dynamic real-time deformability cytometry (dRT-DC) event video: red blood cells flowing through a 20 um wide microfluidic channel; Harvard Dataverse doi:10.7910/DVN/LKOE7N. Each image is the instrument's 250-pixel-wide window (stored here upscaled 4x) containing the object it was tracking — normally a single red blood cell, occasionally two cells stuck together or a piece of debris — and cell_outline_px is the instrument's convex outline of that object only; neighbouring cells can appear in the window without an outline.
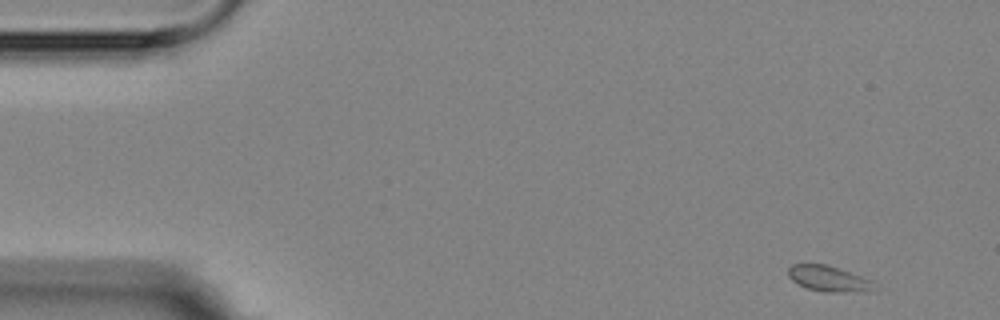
{"species": "Egyptian fruit bat (a non-hibernating species)", "species_latin": "Rousettus aegyptiacus", "temperature_condition": "room temperature", "stored_images_in_passage": 4, "camera_frame_rate_fps": 3000, "um_per_image_px": 0.085, "animal": {"sex": "female"}, "frame": {"image": 1, "passage_image": 1, "time_ms": 0.0, "image_size_px": [1000, 320], "cell_outline_px": [[876, 292], [824, 292], [808, 288], [796, 284], [788, 276], [788, 268], [792, 264], [828, 264], [872, 280], [876, 288]], "centroid_in_image_um": [70.47, 23.7], "position_along_channel_um": 14.5, "area_um2": 13.18}}